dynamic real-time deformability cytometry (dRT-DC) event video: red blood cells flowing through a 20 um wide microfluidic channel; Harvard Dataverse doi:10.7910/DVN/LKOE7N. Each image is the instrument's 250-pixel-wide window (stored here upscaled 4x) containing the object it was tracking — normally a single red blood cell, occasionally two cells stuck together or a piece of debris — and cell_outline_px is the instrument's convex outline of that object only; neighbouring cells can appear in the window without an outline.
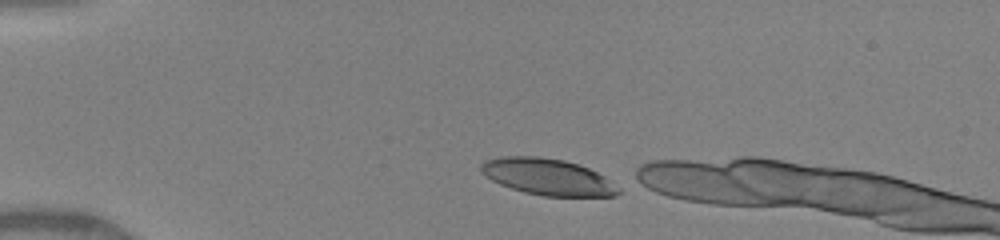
{"species": "human", "species_latin": "Homo sapiens", "temperature_condition": "warm", "stored_images_in_passage": 38, "camera_frame_rate_fps": 3000, "um_per_image_px": 0.085, "donor": {"sex": "female"}, "frame": {"image": 1, "passage_image": 1, "time_ms": 0.0, "image_size_px": [1000, 240], "cell_outline_px": [[620, 192], [616, 196], [544, 196], [524, 192], [500, 184], [484, 176], [480, 172], [480, 164], [484, 160], [500, 156], [540, 156], [564, 160], [588, 168], [604, 176], [620, 188]], "centroid_in_image_um": [46.52, 15.02], "position_along_channel_um": 38.5, "area_um2": 29.25}}
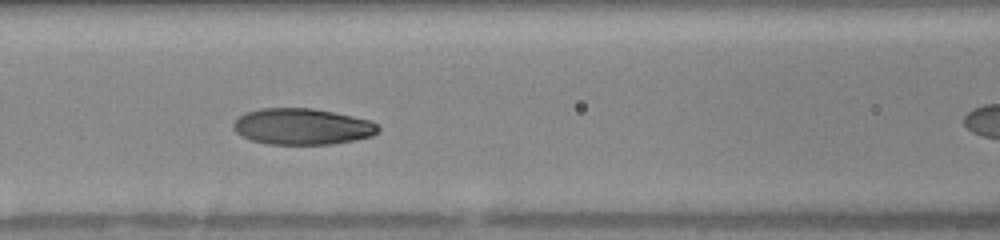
{"frame": {"image": 2, "passage_image": 16, "time_ms": 3.667, "image_size_px": [1000, 240], "cell_outline_px": [[380, 132], [372, 136], [356, 140], [332, 144], [268, 144], [252, 140], [236, 132], [232, 128], [232, 124], [244, 112], [260, 108], [312, 108], [372, 120], [380, 128]], "centroid_in_image_um": [25.71, 10.75], "position_along_channel_um": 140.9, "area_um2": 30.69}}
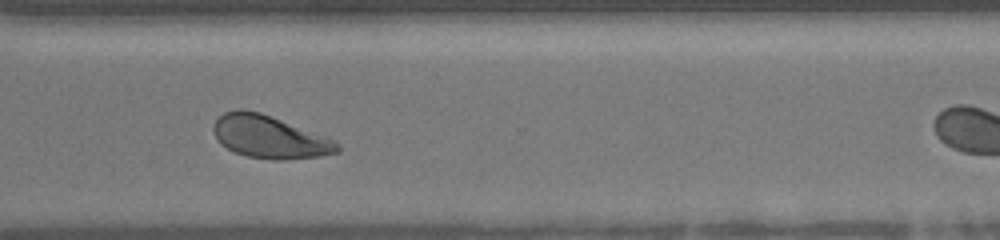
{"frame": {"image": 3, "passage_image": 35, "time_ms": 8.667, "image_size_px": [1000, 240], "cell_outline_px": [[340, 152], [316, 156], [284, 160], [272, 160], [248, 156], [236, 152], [220, 144], [212, 128], [216, 120], [224, 112], [236, 108], [244, 108], [260, 112], [328, 136], [340, 144]], "centroid_in_image_um": [22.93, 11.62], "position_along_channel_um": 347.7, "area_um2": 30.98}}